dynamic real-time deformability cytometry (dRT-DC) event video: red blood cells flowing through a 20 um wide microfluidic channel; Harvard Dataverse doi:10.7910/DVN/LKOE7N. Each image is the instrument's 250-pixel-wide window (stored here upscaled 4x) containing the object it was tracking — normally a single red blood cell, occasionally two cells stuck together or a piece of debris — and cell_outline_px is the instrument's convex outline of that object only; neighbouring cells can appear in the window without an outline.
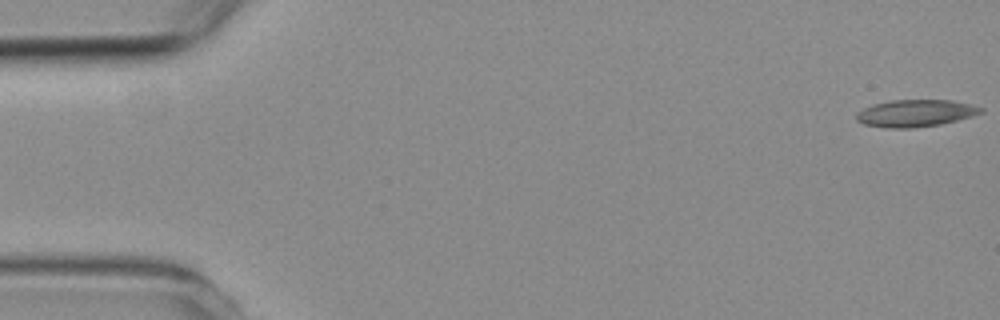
{"species": "common noctule bat (a hibernating species)", "species_latin": "Nyctalus noctula", "temperature_condition": "room temperature", "stored_images_in_passage": 5, "segment_of_instrument_passage": [2, 2], "camera_frame_rate_fps": 3000, "um_per_image_px": 0.085, "animal": {"sex": "female", "body_mass_g": 19.3, "forearm_length_mm": 54.1}, "frame": {"image": 1, "passage_image": 5, "time_ms": 5.333, "image_size_px": [1000, 320], "cell_outline_px": [[984, 112], [972, 116], [940, 124], [912, 128], [888, 128], [864, 124], [856, 120], [856, 112], [872, 104], [892, 100], [952, 100], [972, 104], [984, 108]], "centroid_in_image_um": [77.82, 9.61], "position_along_channel_um": 7.2, "area_um2": 19.71}}